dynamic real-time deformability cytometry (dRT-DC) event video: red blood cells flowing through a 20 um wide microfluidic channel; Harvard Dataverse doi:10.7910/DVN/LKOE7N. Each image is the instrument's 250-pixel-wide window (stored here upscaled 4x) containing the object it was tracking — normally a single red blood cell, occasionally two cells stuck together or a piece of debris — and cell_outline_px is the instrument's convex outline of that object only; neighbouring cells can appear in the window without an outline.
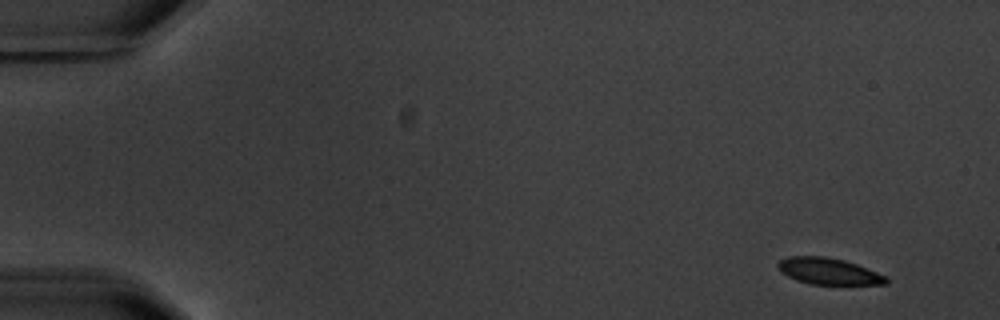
{"species": "common noctule bat (a hibernating species)", "species_latin": "Nyctalus noctula", "temperature_condition": "warm", "stored_images_in_passage": 5, "segment_of_instrument_passage": [1, 2], "camera_frame_rate_fps": 3000, "um_per_image_px": 0.085, "animal": {"sex": "male", "body_mass_g": 20.1, "forearm_length_mm": 53.5}, "frame": {"image": 1, "passage_image": 1, "time_ms": 0.0, "image_size_px": [1000, 320], "cell_outline_px": [[888, 284], [812, 284], [796, 280], [780, 272], [776, 264], [780, 260], [788, 256], [824, 256], [844, 260], [856, 264], [888, 276]], "centroid_in_image_um": [70.42, 23.05], "position_along_channel_um": 14.6, "area_um2": 16.7}}